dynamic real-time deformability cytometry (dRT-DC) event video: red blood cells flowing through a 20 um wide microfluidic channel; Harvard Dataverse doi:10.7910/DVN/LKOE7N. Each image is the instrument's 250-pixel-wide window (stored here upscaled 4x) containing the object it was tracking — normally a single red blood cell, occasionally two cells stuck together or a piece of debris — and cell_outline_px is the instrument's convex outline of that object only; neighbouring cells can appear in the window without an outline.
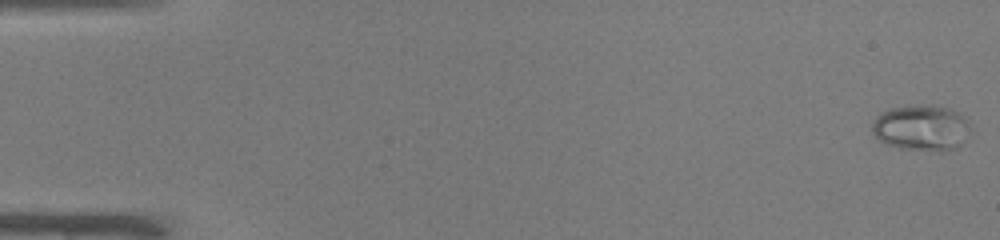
{"species": "common noctule bat (a hibernating species)", "species_latin": "Nyctalus noctula", "temperature_condition": "warm", "stored_images_in_passage": 50, "camera_frame_rate_fps": 3000, "um_per_image_px": 0.085, "animal": {"sex": "male", "body_mass_g": 19.0, "forearm_length_mm": 50.8}, "frame": {"image": 1, "passage_image": 1, "time_ms": 0.0, "image_size_px": [1000, 240], "cell_outline_px": [[964, 120], [960, 144], [956, 148], [940, 152], [900, 148], [888, 144], [880, 140], [872, 132], [872, 124], [876, 116], [880, 112], [892, 108], [932, 104], [952, 108]], "centroid_in_image_um": [78.19, 10.86], "position_along_channel_um": 6.8, "area_um2": 25.32}}
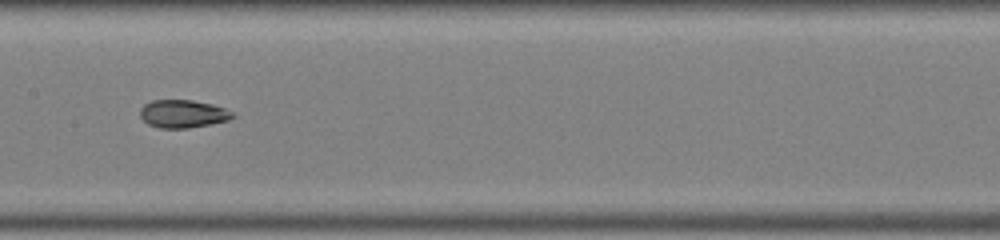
{"frame": {"image": 2, "passage_image": 26, "time_ms": 8.333, "image_size_px": [1000, 240], "cell_outline_px": [[236, 116], [228, 120], [212, 124], [188, 128], [160, 128], [148, 124], [140, 116], [140, 108], [144, 104], [152, 100], [192, 100], [212, 104], [236, 112]], "centroid_in_image_um": [15.58, 9.67], "position_along_channel_um": 191.8, "area_um2": 15.2}}
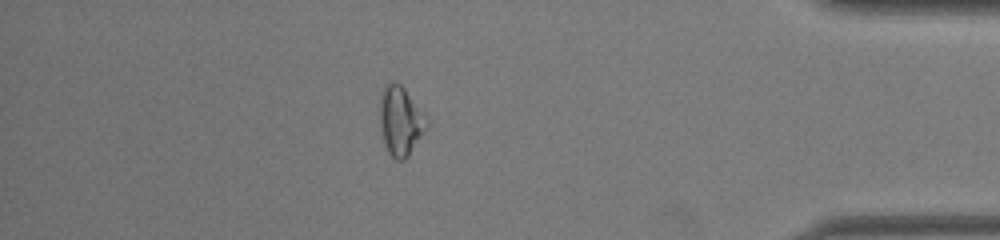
{"frame": {"image": 3, "passage_image": 44, "time_ms": 14.333, "image_size_px": [1000, 240], "cell_outline_px": [[428, 124], [408, 156], [404, 160], [396, 160], [388, 152], [384, 140], [380, 124], [380, 92], [384, 84], [388, 80], [396, 80], [404, 88], [424, 112], [428, 120]], "centroid_in_image_um": [34.02, 10.2], "position_along_channel_um": 401.2, "area_um2": 18.9}, "authors_computed_cell_mechanics": {"area_um2": 17.1088, "velocity_mm_per_s": 4.082, "shape_relaxation_time_tau1_ms": 8.5633, "shape_relaxation_time_tau2_ms": 1.8788, "deformation_change_tau1": 0.2054, "deformation_change_tau2": 0.0827}}